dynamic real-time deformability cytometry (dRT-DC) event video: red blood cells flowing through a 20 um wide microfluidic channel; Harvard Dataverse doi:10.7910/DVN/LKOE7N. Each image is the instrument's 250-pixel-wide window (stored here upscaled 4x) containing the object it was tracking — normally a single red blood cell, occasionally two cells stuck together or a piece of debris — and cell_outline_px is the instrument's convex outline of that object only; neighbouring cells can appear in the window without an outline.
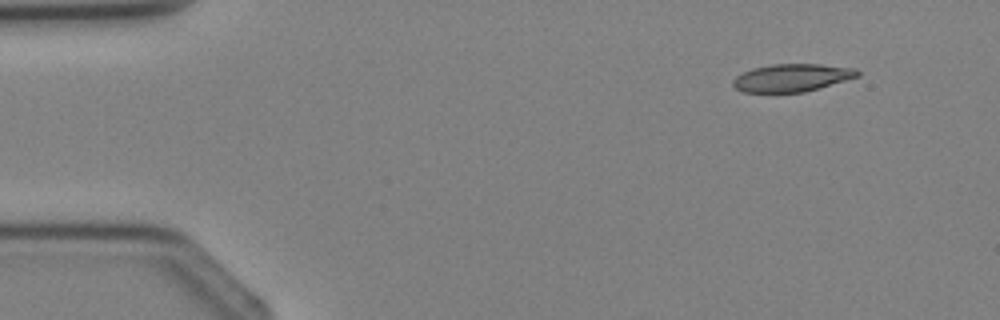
{"species": "Egyptian fruit bat (a non-hibernating species)", "species_latin": "Rousettus aegyptiacus", "temperature_condition": "cold", "stored_images_in_passage": 3, "camera_frame_rate_fps": 3000, "um_per_image_px": 0.085, "animal": {"sex": "female"}, "frame": {"image": 1, "passage_image": 1, "time_ms": 0.0, "image_size_px": [1000, 320], "cell_outline_px": [[860, 76], [804, 92], [744, 92], [736, 88], [732, 84], [732, 80], [736, 76], [752, 68], [772, 64], [820, 64], [856, 68], [860, 72]], "centroid_in_image_um": [67.32, 6.6], "position_along_channel_um": 17.7, "area_um2": 20.06}}
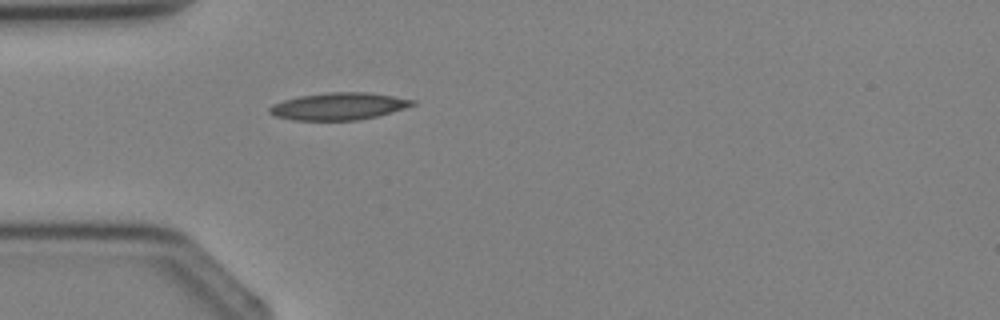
{"frame": {"image": 2, "passage_image": 3, "time_ms": 2.333, "image_size_px": [1000, 320], "cell_outline_px": [[416, 104], [392, 112], [376, 116], [356, 120], [292, 120], [276, 116], [268, 112], [268, 108], [272, 104], [284, 100], [300, 96], [328, 92], [368, 92], [416, 100]], "centroid_in_image_um": [28.78, 9.03], "position_along_channel_um": 56.2, "area_um2": 22.54}}